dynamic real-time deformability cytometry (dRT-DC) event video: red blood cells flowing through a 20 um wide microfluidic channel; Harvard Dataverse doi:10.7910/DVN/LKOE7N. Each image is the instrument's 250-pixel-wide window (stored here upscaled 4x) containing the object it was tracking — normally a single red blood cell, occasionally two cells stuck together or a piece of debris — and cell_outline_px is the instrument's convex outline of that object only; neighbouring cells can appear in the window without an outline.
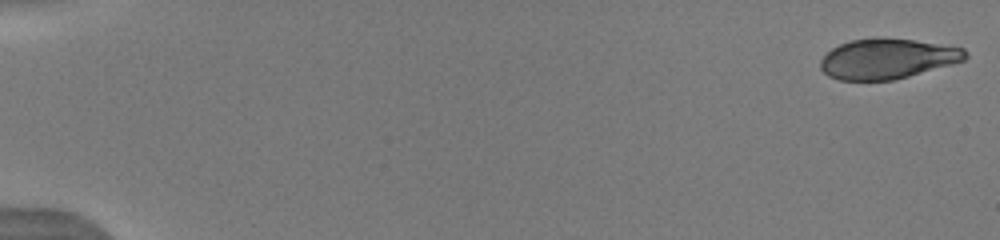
{"species": "human", "species_latin": "Homo sapiens", "temperature_condition": "warm", "stored_images_in_passage": 16, "camera_frame_rate_fps": 3000, "um_per_image_px": 0.085, "donor": {"sex": "male"}, "frame": {"image": 1, "passage_image": 1, "time_ms": 0.0, "image_size_px": [1000, 240], "cell_outline_px": [[968, 56], [964, 60], [952, 64], [908, 76], [892, 80], [840, 80], [828, 76], [820, 68], [820, 60], [832, 48], [840, 44], [852, 40], [876, 36], [884, 36], [916, 40], [964, 48], [968, 52]], "centroid_in_image_um": [75.42, 4.97], "position_along_channel_um": 9.6, "area_um2": 34.16}}
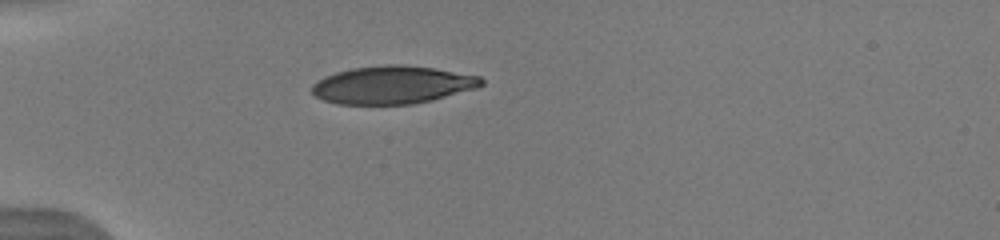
{"frame": {"image": 2, "passage_image": 10, "time_ms": 5.0, "image_size_px": [1000, 240], "cell_outline_px": [[484, 84], [476, 88], [432, 100], [412, 104], [336, 104], [324, 100], [316, 96], [312, 92], [312, 84], [316, 80], [324, 76], [336, 72], [352, 68], [384, 64], [404, 64], [432, 68], [480, 76], [484, 80]], "centroid_in_image_um": [33.34, 7.21], "position_along_channel_um": 51.7, "area_um2": 37.45}}